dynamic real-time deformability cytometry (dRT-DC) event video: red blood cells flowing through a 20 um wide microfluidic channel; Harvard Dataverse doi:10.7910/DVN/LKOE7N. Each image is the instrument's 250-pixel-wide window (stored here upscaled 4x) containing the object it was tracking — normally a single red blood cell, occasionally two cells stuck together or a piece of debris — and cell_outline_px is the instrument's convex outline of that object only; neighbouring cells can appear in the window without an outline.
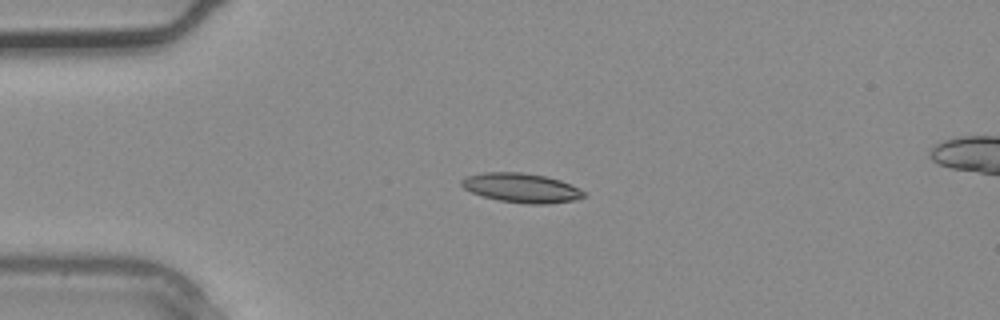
{"species": "common noctule bat (a hibernating species)", "species_latin": "Nyctalus noctula", "temperature_condition": "warm", "stored_images_in_passage": 3, "camera_frame_rate_fps": 3000, "um_per_image_px": 0.085, "animal": {"sex": "male", "body_mass_g": 20.4}, "frame": {"image": 1, "passage_image": 2, "time_ms": 0.333, "image_size_px": [1000, 320], "cell_outline_px": [[588, 196], [576, 200], [548, 204], [528, 204], [500, 200], [484, 196], [472, 192], [464, 188], [460, 184], [460, 180], [464, 176], [484, 172], [520, 172], [544, 176], [560, 180], [588, 192]], "centroid_in_image_um": [44.35, 15.97], "position_along_channel_um": 40.6, "area_um2": 21.04}}